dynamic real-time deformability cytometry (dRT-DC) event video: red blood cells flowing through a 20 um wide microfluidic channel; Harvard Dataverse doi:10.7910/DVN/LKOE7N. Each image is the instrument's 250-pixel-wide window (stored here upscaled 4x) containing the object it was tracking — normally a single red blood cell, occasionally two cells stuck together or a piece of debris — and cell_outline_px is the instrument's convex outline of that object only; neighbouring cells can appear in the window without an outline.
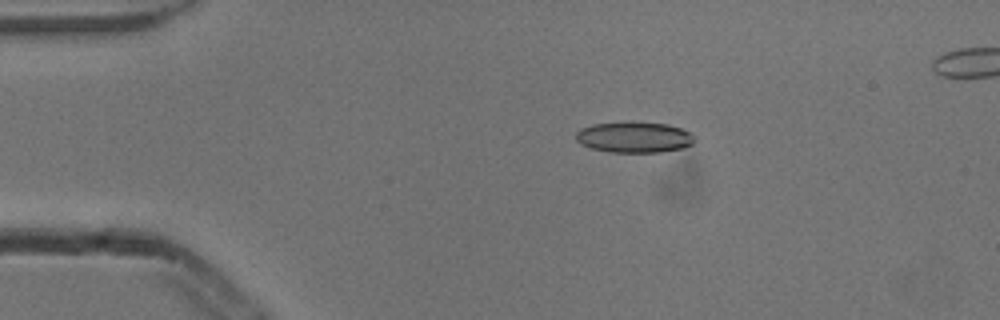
{"species": "common noctule bat (a hibernating species)", "species_latin": "Nyctalus noctula", "temperature_condition": "cold", "stored_images_in_passage": 4, "camera_frame_rate_fps": 3000, "um_per_image_px": 0.085, "animal": {"sex": "male", "body_mass_g": 13.3}, "frame": {"image": 1, "passage_image": 2, "time_ms": 0.333, "image_size_px": [1000, 320], "cell_outline_px": [[696, 140], [692, 144], [684, 148], [660, 152], [608, 152], [592, 148], [580, 144], [576, 140], [576, 132], [580, 128], [592, 124], [668, 124], [692, 132], [696, 136]], "centroid_in_image_um": [53.95, 11.7], "position_along_channel_um": 31.1, "area_um2": 20.92}}